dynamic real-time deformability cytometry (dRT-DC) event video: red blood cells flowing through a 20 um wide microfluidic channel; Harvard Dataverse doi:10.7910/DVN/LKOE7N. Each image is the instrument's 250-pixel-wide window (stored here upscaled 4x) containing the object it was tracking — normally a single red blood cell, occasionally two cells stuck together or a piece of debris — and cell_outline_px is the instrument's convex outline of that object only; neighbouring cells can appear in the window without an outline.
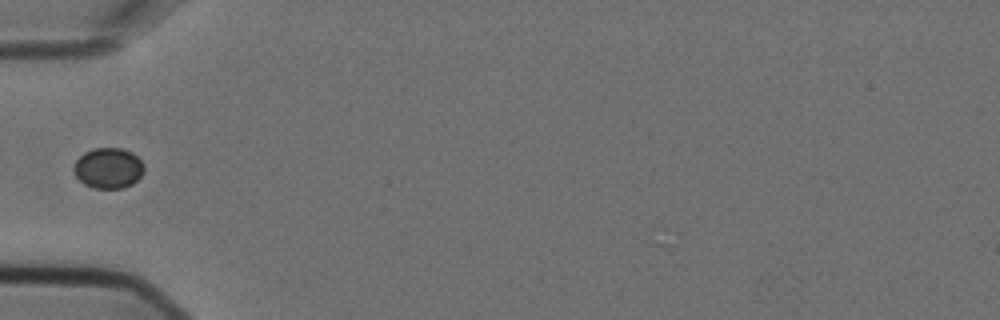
{"species": "Egyptian fruit bat (a non-hibernating species)", "species_latin": "Rousettus aegyptiacus", "temperature_condition": "cold", "stored_images_in_passage": 6, "camera_frame_rate_fps": 3000, "um_per_image_px": 0.085, "animal": {"sex": "female"}, "frame": {"image": 1, "passage_image": 6, "time_ms": 1.667, "image_size_px": [1000, 320], "cell_outline_px": [[144, 172], [132, 184], [124, 188], [92, 188], [84, 184], [72, 172], [72, 168], [76, 160], [84, 152], [92, 148], [124, 148], [132, 152], [144, 164]], "centroid_in_image_um": [9.19, 14.28], "position_along_channel_um": 75.8, "area_um2": 16.82}}